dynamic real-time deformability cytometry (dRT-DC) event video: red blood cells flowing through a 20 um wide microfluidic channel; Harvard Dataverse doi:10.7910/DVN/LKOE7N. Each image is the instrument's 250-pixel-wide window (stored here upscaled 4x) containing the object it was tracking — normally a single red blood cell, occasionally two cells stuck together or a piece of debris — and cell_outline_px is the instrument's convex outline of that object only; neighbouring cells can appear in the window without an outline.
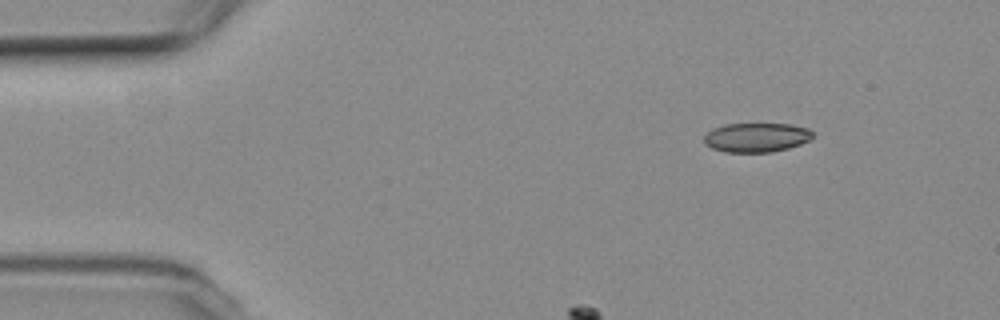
{"species": "common noctule bat (a hibernating species)", "species_latin": "Nyctalus noctula", "temperature_condition": "room temperature", "stored_images_in_passage": 5, "camera_frame_rate_fps": 3000, "um_per_image_px": 0.085, "animal": {"sex": "female", "body_mass_g": 19.3, "forearm_length_mm": 54.1}, "frame": {"image": 1, "passage_image": 1, "time_ms": 0.0, "image_size_px": [1000, 320], "cell_outline_px": [[812, 136], [808, 140], [800, 144], [788, 148], [772, 152], [724, 152], [712, 148], [704, 144], [704, 136], [712, 128], [724, 124], [788, 124], [808, 128], [812, 132]], "centroid_in_image_um": [64.25, 11.68], "position_along_channel_um": 20.7, "area_um2": 18.5}}
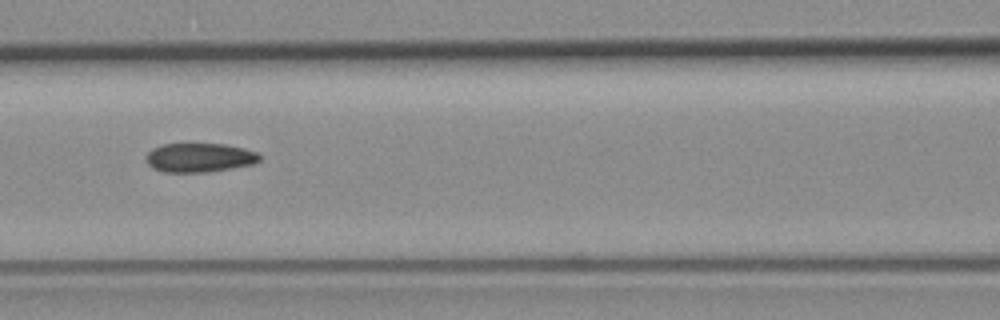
{"frame": {"image": 2, "passage_image": 5, "time_ms": 5.667, "image_size_px": [1000, 320], "cell_outline_px": [[260, 160], [252, 164], [232, 168], [204, 172], [164, 172], [152, 168], [148, 164], [144, 156], [152, 148], [160, 144], [224, 144], [244, 148], [256, 152], [260, 156]], "centroid_in_image_um": [16.91, 13.39], "position_along_channel_um": 149.7, "area_um2": 19.25}}